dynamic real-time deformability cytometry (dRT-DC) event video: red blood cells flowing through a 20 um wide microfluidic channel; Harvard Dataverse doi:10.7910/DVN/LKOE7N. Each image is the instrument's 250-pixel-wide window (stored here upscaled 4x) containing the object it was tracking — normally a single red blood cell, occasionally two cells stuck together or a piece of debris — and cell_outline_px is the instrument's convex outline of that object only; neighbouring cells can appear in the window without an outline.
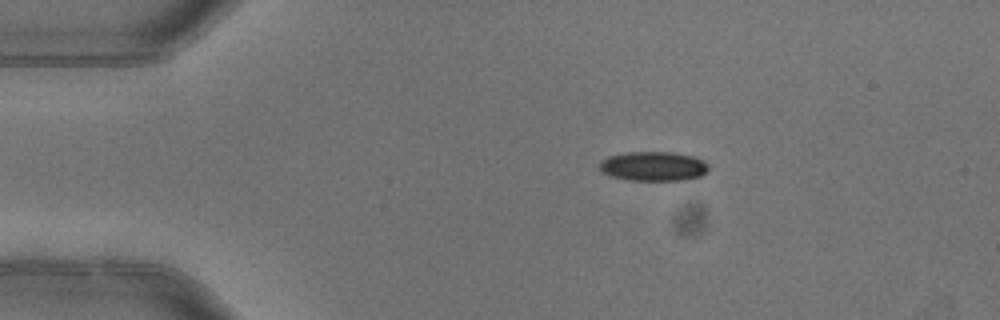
{"species": "common noctule bat (a hibernating species)", "species_latin": "Nyctalus noctula", "temperature_condition": "warm", "stored_images_in_passage": 4, "camera_frame_rate_fps": 3000, "um_per_image_px": 0.085, "animal": {"sex": "female"}, "frame": {"image": 1, "passage_image": 1, "time_ms": 0.0, "image_size_px": [1000, 320], "cell_outline_px": [[708, 168], [700, 176], [680, 180], [628, 180], [612, 176], [604, 172], [600, 168], [600, 160], [608, 156], [624, 152], [672, 152], [692, 156], [704, 160], [708, 164]], "centroid_in_image_um": [55.52, 14.12], "position_along_channel_um": 29.5, "area_um2": 18.55}}
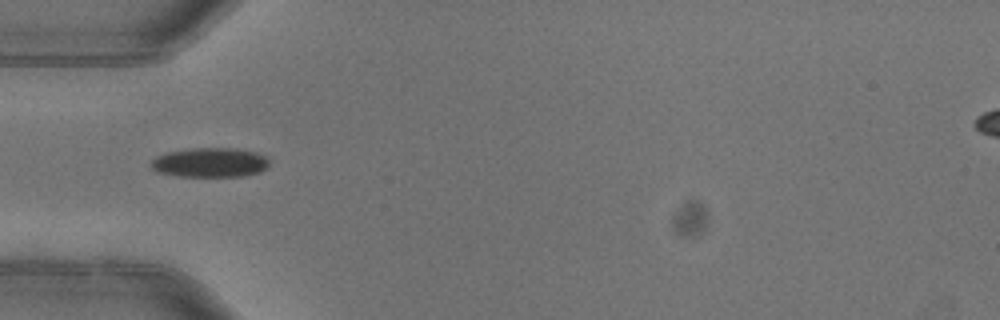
{"frame": {"image": 2, "passage_image": 3, "time_ms": 0.667, "image_size_px": [1000, 320], "cell_outline_px": [[268, 168], [260, 172], [244, 176], [180, 176], [156, 172], [152, 168], [152, 160], [156, 156], [168, 152], [188, 148], [236, 148], [256, 152], [264, 156], [268, 160]], "centroid_in_image_um": [17.86, 13.81], "position_along_channel_um": 67.1, "area_um2": 20.35}}
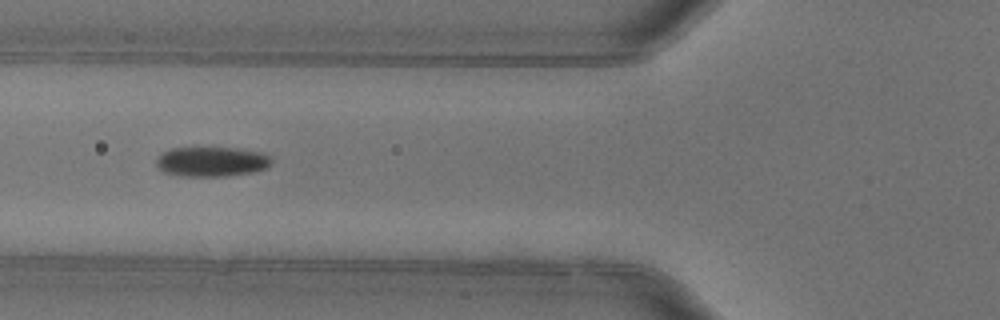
{"frame": {"image": 3, "passage_image": 4, "time_ms": 1.0, "image_size_px": [1000, 320], "cell_outline_px": [[272, 164], [264, 168], [252, 172], [224, 176], [180, 176], [164, 172], [156, 164], [156, 160], [164, 152], [172, 148], [236, 148], [260, 152], [268, 156], [272, 160]], "centroid_in_image_um": [17.99, 13.74], "position_along_channel_um": 107.8, "area_um2": 19.71}}